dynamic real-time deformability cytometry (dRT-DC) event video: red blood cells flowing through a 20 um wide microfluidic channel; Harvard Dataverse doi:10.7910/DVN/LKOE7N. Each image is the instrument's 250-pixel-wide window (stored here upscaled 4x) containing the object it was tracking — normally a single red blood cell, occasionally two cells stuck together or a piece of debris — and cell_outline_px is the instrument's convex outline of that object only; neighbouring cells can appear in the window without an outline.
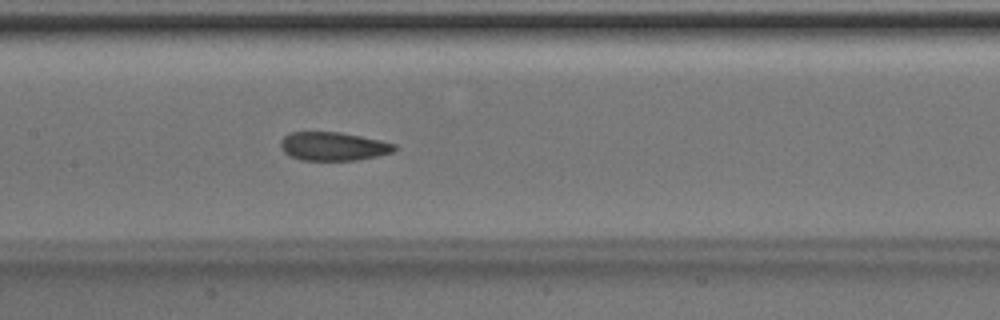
{"species": "Egyptian fruit bat (a non-hibernating species)", "species_latin": "Rousettus aegyptiacus", "temperature_condition": "room temperature", "stored_images_in_passage": 40, "camera_frame_rate_fps": 3000, "um_per_image_px": 0.085, "animal": {"sex": "male"}, "frame": {"image": 1, "passage_image": 14, "time_ms": 4.333, "image_size_px": [1000, 320], "cell_outline_px": [[396, 148], [392, 152], [360, 160], [300, 160], [284, 152], [280, 144], [280, 140], [288, 132], [340, 132], [380, 140], [396, 144]], "centroid_in_image_um": [28.31, 12.43], "position_along_channel_um": 179.1, "area_um2": 18.9}}
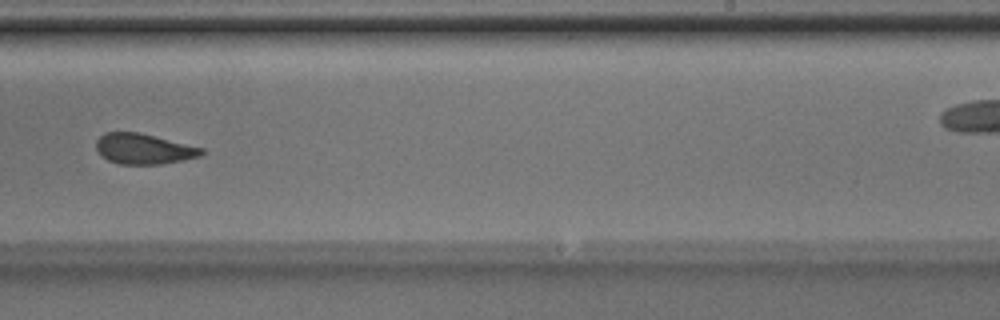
{"frame": {"image": 2, "passage_image": 21, "time_ms": 6.667, "image_size_px": [1000, 320], "cell_outline_px": [[204, 152], [200, 156], [184, 160], [160, 164], [120, 164], [108, 160], [96, 148], [96, 140], [104, 132], [136, 132], [204, 148]], "centroid_in_image_um": [12.22, 12.65], "position_along_channel_um": 276.8, "area_um2": 18.44}}
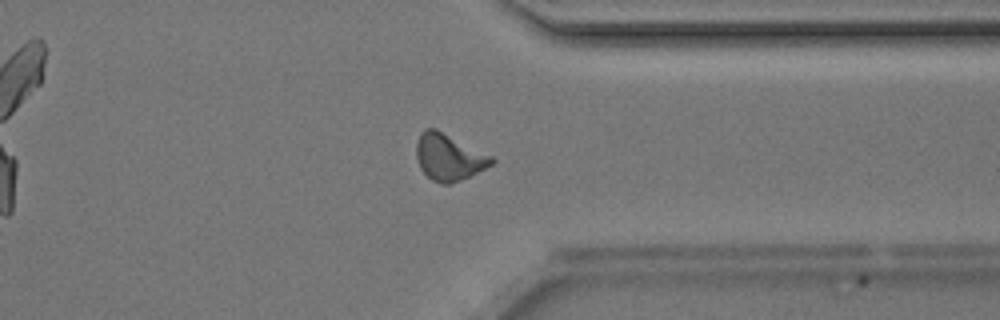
{"frame": {"image": 3, "passage_image": 28, "time_ms": 9.0, "image_size_px": [1000, 320], "cell_outline_px": [[496, 160], [492, 164], [460, 180], [448, 184], [444, 184], [432, 180], [420, 168], [416, 156], [416, 144], [420, 132], [424, 128], [436, 128], [492, 156]], "centroid_in_image_um": [38.12, 13.33], "position_along_channel_um": 373.3, "area_um2": 20.23}, "authors_computed_cell_mechanics": {"area_um2": 19.3052, "velocity_mm_per_s": 4.2179, "shape_relaxation_time_tau1_ms": null, "shape_relaxation_time_tau2_ms": 2.3382, "deformation_change_tau1": null, "deformation_change_tau2": 0.0862}}